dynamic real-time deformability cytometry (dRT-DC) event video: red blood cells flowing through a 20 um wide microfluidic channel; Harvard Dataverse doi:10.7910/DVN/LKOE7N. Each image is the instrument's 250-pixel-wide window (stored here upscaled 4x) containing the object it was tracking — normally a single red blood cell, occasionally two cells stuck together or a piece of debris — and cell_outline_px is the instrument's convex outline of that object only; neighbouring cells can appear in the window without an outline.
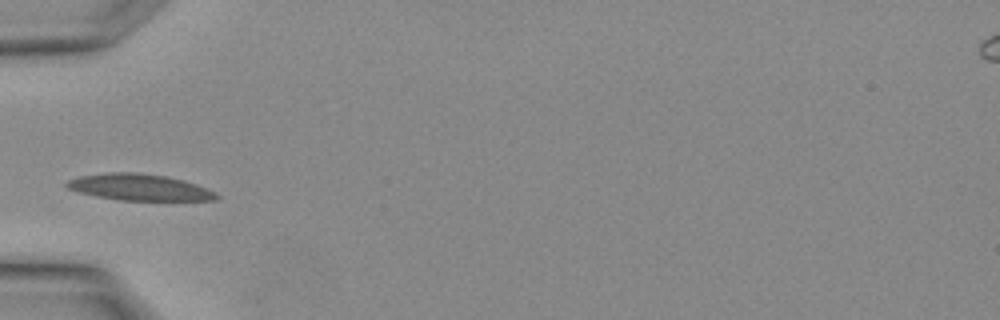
{"species": "Egyptian fruit bat (a non-hibernating species)", "species_latin": "Rousettus aegyptiacus", "temperature_condition": "warm", "stored_images_in_passage": 2, "camera_frame_rate_fps": 3000, "um_per_image_px": 0.085, "animal": {"sex": "female"}, "frame": {"image": 1, "passage_image": 2, "time_ms": 0.333, "image_size_px": [1000, 320], "cell_outline_px": [[220, 196], [216, 200], [120, 200], [96, 196], [80, 192], [68, 188], [64, 184], [68, 180], [80, 176], [108, 172], [136, 172], [164, 176], [184, 180], [196, 184]], "centroid_in_image_um": [11.81, 15.91], "position_along_channel_um": 73.2, "area_um2": 22.72}}